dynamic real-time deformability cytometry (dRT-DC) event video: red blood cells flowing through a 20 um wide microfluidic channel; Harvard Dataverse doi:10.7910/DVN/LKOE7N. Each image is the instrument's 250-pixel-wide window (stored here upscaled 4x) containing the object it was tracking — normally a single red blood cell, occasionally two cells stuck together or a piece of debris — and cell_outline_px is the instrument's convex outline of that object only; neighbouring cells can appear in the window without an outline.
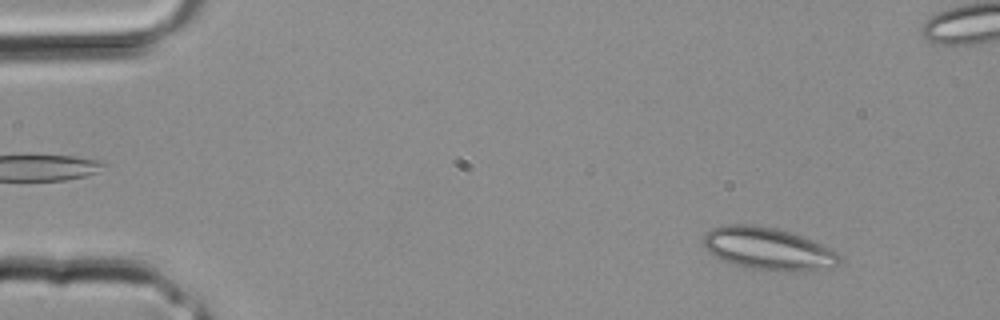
{"species": "common noctule bat (a hibernating species)", "species_latin": "Nyctalus noctula", "temperature_condition": "room temperature", "stored_images_in_passage": 33, "segment_of_instrument_passage": [1, 2], "camera_frame_rate_fps": 3000, "um_per_image_px": 0.085, "animal": {"sex": "male", "body_mass_g": 20.4}, "frame": {"image": 1, "passage_image": 3, "time_ms": 0.667, "image_size_px": [1000, 320], "cell_outline_px": [[840, 260], [832, 268], [804, 272], [788, 272], [752, 268], [732, 264], [712, 256], [708, 252], [704, 244], [704, 236], [712, 228], [720, 224], [752, 224], [776, 228], [792, 232], [812, 240], [836, 252], [840, 256]], "centroid_in_image_um": [65.28, 21.15], "position_along_channel_um": 19.7, "area_um2": 33.93}}
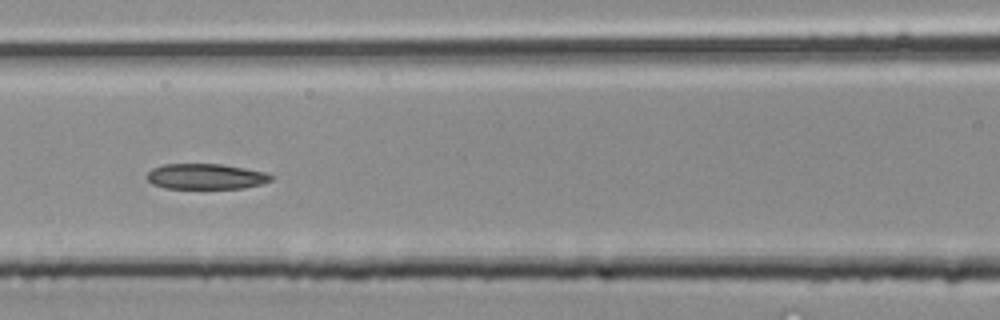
{"frame": {"image": 2, "passage_image": 14, "time_ms": 4.333, "image_size_px": [1000, 320], "cell_outline_px": [[272, 180], [260, 184], [244, 188], [164, 188], [152, 184], [148, 180], [148, 172], [152, 168], [164, 164], [220, 164], [268, 172], [272, 176]], "centroid_in_image_um": [17.5, 15.0], "position_along_channel_um": 149.1, "area_um2": 18.38}}
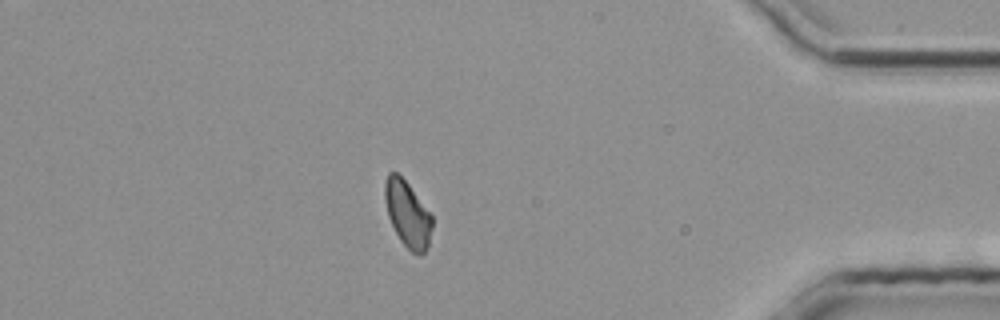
{"frame": {"image": 3, "passage_image": 28, "time_ms": 9.0, "image_size_px": [1000, 320], "cell_outline_px": [[432, 228], [428, 248], [420, 256], [412, 252], [400, 240], [388, 216], [384, 200], [384, 184], [388, 172], [396, 172], [408, 184], [432, 216]], "centroid_in_image_um": [34.63, 18.2], "position_along_channel_um": 400.6, "area_um2": 18.03}}